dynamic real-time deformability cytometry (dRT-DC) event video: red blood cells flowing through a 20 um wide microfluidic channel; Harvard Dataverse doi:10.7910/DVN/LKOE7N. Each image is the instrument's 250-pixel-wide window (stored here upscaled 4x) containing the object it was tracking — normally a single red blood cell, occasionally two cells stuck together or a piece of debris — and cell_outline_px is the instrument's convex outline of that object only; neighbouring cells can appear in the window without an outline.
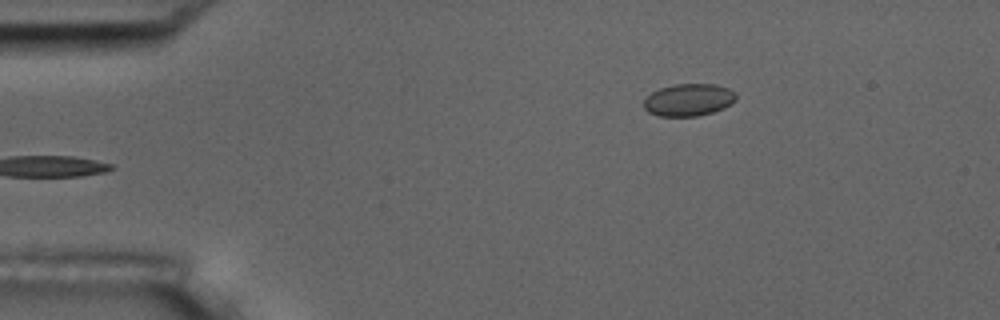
{"species": "common noctule bat (a hibernating species)", "species_latin": "Nyctalus noctula", "temperature_condition": "room temperature", "stored_images_in_passage": 6, "camera_frame_rate_fps": 3000, "um_per_image_px": 0.085, "animal": {"sex": "male", "body_mass_g": 17.5, "forearm_length_mm": 52.3}, "frame": {"image": 1, "passage_image": 6, "time_ms": 5.667, "image_size_px": [1000, 320], "cell_outline_px": [[736, 100], [724, 108], [712, 112], [696, 116], [660, 116], [648, 112], [644, 108], [644, 100], [652, 92], [660, 88], [676, 84], [716, 84], [728, 88], [736, 92]], "centroid_in_image_um": [58.55, 8.48], "position_along_channel_um": 26.4, "area_um2": 17.34}}